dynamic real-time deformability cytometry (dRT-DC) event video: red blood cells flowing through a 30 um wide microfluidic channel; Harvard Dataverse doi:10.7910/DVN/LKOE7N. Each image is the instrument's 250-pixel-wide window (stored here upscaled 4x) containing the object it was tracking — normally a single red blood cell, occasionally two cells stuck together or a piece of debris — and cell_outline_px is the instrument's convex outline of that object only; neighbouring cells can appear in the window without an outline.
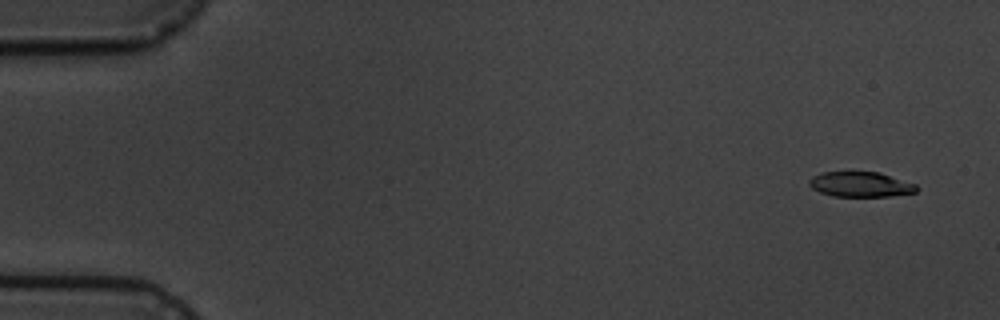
{"species": "common noctule bat (a hibernating species)", "species_latin": "Nyctalus noctula", "temperature_condition": "cold", "stored_images_in_passage": 4, "camera_frame_rate_fps": 3000, "um_per_image_px": 0.085, "animal": {"sex": "male", "body_mass_g": 19.5, "forearm_length_mm": 54.6}, "frame": {"image": 1, "passage_image": 1, "time_ms": 0.0, "image_size_px": [1000, 320], "cell_outline_px": [[920, 188], [916, 192], [888, 196], [832, 196], [820, 192], [812, 188], [808, 184], [808, 180], [812, 176], [824, 172], [880, 172], [916, 184]], "centroid_in_image_um": [73.15, 15.67], "position_along_channel_um": 11.9, "area_um2": 15.72}}
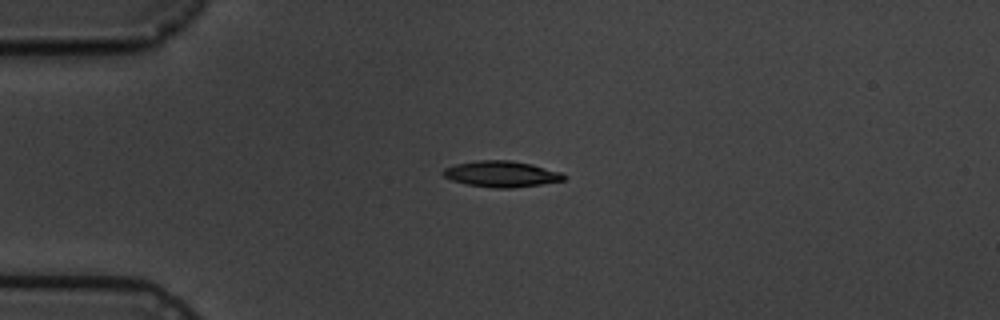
{"frame": {"image": 2, "passage_image": 4, "time_ms": 3.667, "image_size_px": [1000, 320], "cell_outline_px": [[564, 180], [540, 184], [512, 188], [492, 188], [468, 184], [452, 180], [444, 176], [440, 172], [444, 168], [456, 164], [476, 160], [508, 160], [532, 164], [560, 172], [564, 176]], "centroid_in_image_um": [42.57, 14.78], "position_along_channel_um": 42.4, "area_um2": 18.15}}